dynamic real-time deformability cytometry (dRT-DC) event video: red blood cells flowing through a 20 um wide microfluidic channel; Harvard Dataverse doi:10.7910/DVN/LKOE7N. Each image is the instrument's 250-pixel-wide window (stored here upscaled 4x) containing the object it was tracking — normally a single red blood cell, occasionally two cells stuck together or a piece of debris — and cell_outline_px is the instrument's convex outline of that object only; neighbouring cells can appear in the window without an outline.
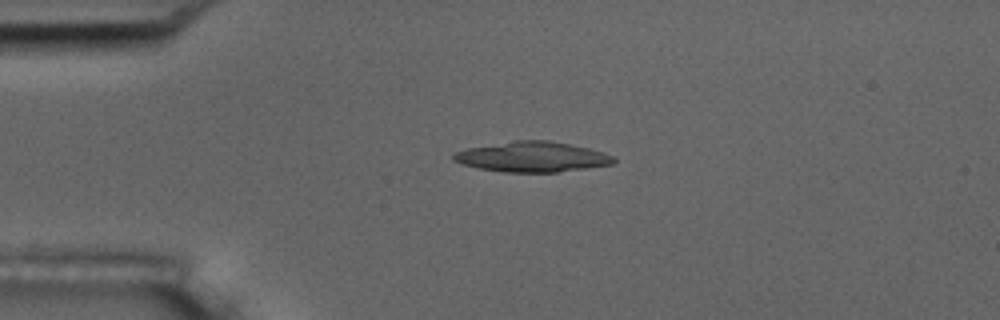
{"species": "common noctule bat (a hibernating species)", "species_latin": "Nyctalus noctula", "temperature_condition": "room temperature", "stored_images_in_passage": 6, "camera_frame_rate_fps": 3000, "um_per_image_px": 0.085, "animal": {"sex": "male", "body_mass_g": 17.5, "forearm_length_mm": 52.3}, "frame": {"image": 1, "passage_image": 4, "time_ms": 3.333, "image_size_px": [1000, 320], "cell_outline_px": [[616, 160], [612, 164], [556, 172], [504, 172], [480, 168], [460, 164], [452, 160], [452, 152], [468, 148], [516, 140], [548, 140], [588, 148], [604, 152], [616, 156]], "centroid_in_image_um": [45.22, 13.33], "position_along_channel_um": 39.8, "area_um2": 28.15}}